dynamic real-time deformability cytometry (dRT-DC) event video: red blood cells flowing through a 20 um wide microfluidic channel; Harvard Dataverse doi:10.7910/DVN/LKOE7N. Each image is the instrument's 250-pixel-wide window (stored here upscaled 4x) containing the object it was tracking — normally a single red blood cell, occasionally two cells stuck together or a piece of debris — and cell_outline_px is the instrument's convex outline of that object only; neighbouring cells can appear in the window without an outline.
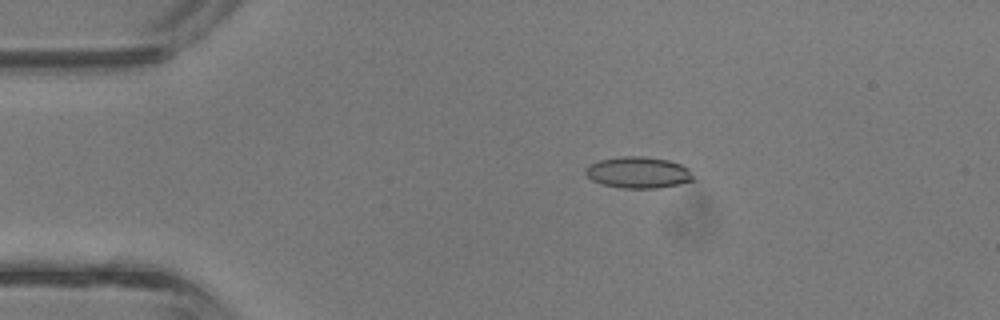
{"species": "common noctule bat (a hibernating species)", "species_latin": "Nyctalus noctula", "temperature_condition": "room temperature", "stored_images_in_passage": 37, "camera_frame_rate_fps": 3000, "um_per_image_px": 0.085, "animal": {"sex": "male", "body_mass_g": 13.3}, "frame": {"image": 1, "passage_image": 3, "time_ms": 0.667, "image_size_px": [1000, 320], "cell_outline_px": [[696, 180], [680, 184], [656, 188], [620, 188], [604, 184], [592, 180], [584, 172], [584, 168], [588, 164], [600, 160], [620, 156], [644, 156], [668, 160], [680, 164], [688, 168]], "centroid_in_image_um": [54.25, 14.66], "position_along_channel_um": 30.7, "area_um2": 19.83}}
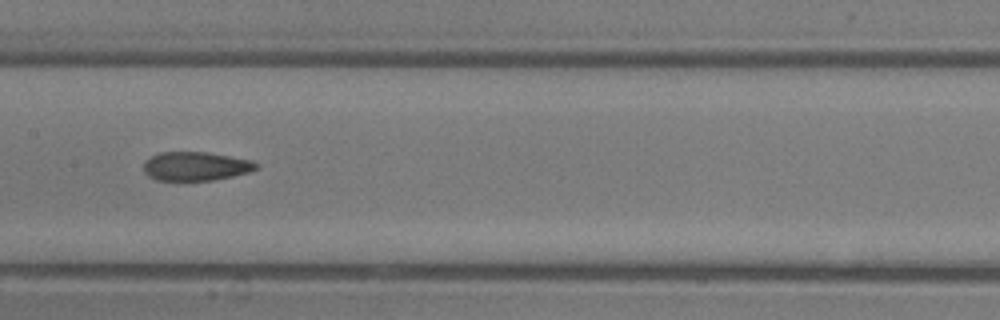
{"frame": {"image": 2, "passage_image": 16, "time_ms": 5.0, "image_size_px": [1000, 320], "cell_outline_px": [[260, 164], [256, 168], [248, 172], [232, 176], [212, 180], [156, 180], [148, 176], [144, 172], [144, 160], [160, 152], [204, 152], [252, 160]], "centroid_in_image_um": [16.61, 14.13], "position_along_channel_um": 190.8, "area_um2": 18.79}}
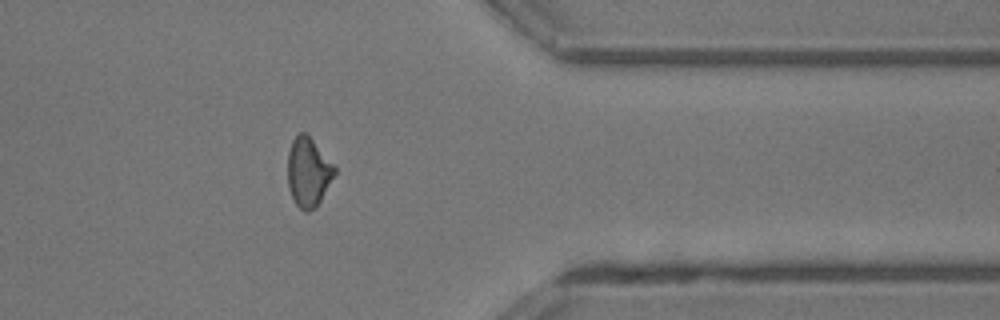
{"frame": {"image": 3, "passage_image": 29, "time_ms": 9.333, "image_size_px": [1000, 320], "cell_outline_px": [[336, 172], [316, 208], [308, 212], [304, 212], [296, 204], [288, 188], [288, 152], [292, 140], [300, 132], [304, 132], [312, 140], [336, 168]], "centroid_in_image_um": [26.19, 14.66], "position_along_channel_um": 385.2, "area_um2": 18.61}, "authors_computed_cell_mechanics": {"area_um2": 19.1896, "velocity_mm_per_s": 4.8494, "shape_relaxation_time_tau1_ms": null, "shape_relaxation_time_tau2_ms": 1.9533, "deformation_change_tau1": null, "deformation_change_tau2": 0.0803}}